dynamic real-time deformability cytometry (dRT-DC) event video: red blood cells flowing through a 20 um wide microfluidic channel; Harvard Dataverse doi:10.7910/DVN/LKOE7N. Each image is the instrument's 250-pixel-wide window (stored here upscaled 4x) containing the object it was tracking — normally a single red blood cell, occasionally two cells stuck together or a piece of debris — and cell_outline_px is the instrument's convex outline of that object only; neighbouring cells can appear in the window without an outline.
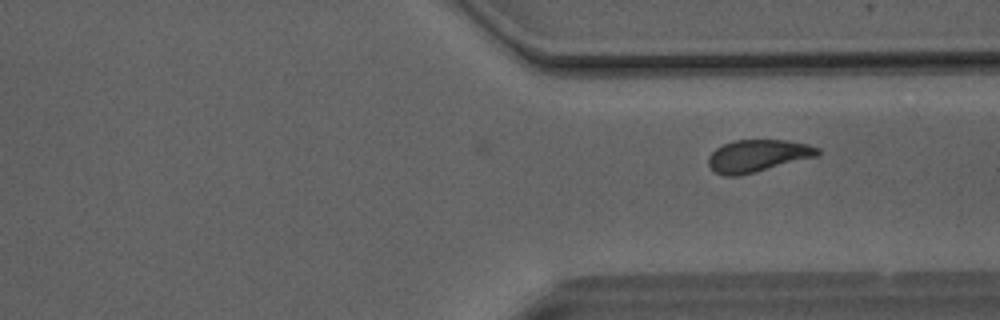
{"species": "Egyptian fruit bat (a non-hibernating species)", "species_latin": "Rousettus aegyptiacus", "temperature_condition": "room temperature", "stored_images_in_passage": 24, "camera_frame_rate_fps": 3000, "um_per_image_px": 0.085, "animal": {"sex": "male"}, "frame": {"image": 1, "passage_image": 24, "time_ms": 7.667, "image_size_px": [1000, 320], "cell_outline_px": [[820, 152], [816, 156], [736, 176], [724, 176], [716, 172], [708, 164], [708, 156], [716, 148], [732, 140], [788, 140], [808, 144], [820, 148]], "centroid_in_image_um": [64.38, 13.22], "position_along_channel_um": 347.0, "area_um2": 20.17}}